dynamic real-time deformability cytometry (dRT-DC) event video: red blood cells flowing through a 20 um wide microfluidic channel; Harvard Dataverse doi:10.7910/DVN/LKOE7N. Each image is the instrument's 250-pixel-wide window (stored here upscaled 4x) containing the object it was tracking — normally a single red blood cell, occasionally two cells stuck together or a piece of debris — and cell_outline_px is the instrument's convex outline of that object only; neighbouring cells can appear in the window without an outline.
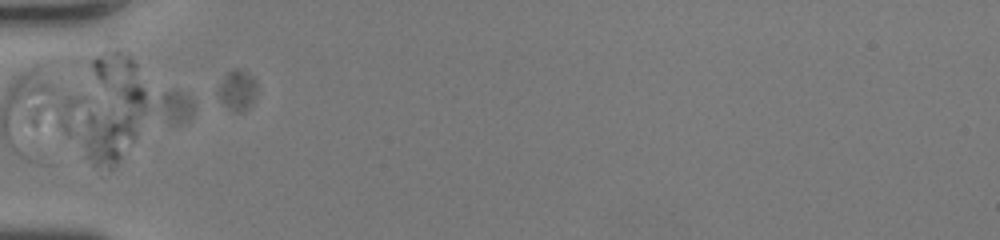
{"species": "human", "species_latin": "Homo sapiens", "temperature_condition": "room temperature", "stored_images_in_passage": 12, "camera_frame_rate_fps": 3000, "um_per_image_px": 0.085, "donor": {"sex": "female"}, "frame": {"image": 1, "passage_image": 3, "time_ms": 0.667, "image_size_px": [1000, 240], "cell_outline_px": [[192, 116], [180, 124], [100, 176], [64, 132], [60, 124], [60, 116], [64, 100], [124, 84], [136, 84], [180, 92], [188, 96], [192, 100]], "centroid_in_image_um": [10.32, 10.32], "position_along_channel_um": 74.7, "area_um2": 54.33}}